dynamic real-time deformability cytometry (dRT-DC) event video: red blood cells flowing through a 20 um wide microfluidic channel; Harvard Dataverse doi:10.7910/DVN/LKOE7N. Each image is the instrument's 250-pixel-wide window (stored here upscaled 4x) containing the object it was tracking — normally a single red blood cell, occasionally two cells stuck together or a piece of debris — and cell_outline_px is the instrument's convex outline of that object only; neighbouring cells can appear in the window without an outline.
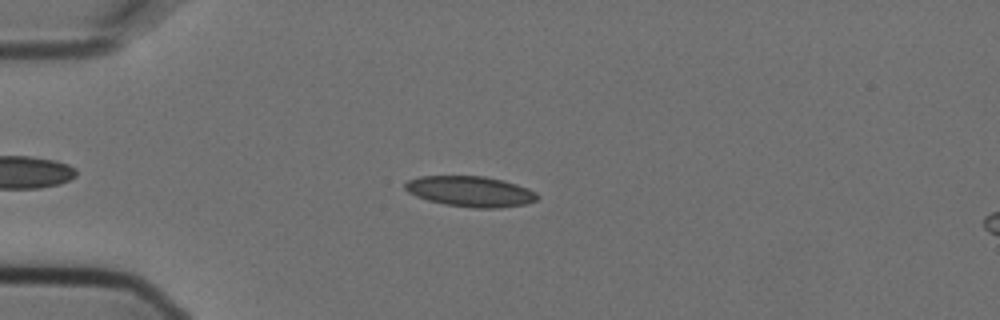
{"species": "Egyptian fruit bat (a non-hibernating species)", "species_latin": "Rousettus aegyptiacus", "temperature_condition": "cold", "stored_images_in_passage": 5, "camera_frame_rate_fps": 3000, "um_per_image_px": 0.085, "animal": {"sex": "female"}, "frame": {"image": 1, "passage_image": 3, "time_ms": 0.667, "image_size_px": [1000, 320], "cell_outline_px": [[540, 196], [536, 200], [524, 204], [500, 208], [472, 208], [444, 204], [428, 200], [416, 196], [408, 192], [404, 188], [404, 184], [408, 180], [420, 176], [484, 176], [504, 180], [528, 188], [536, 192]], "centroid_in_image_um": [39.99, 16.27], "position_along_channel_um": 45.0, "area_um2": 23.64}}
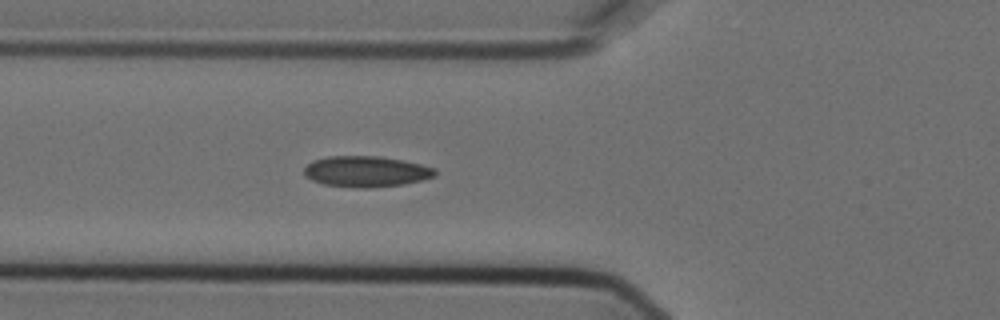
{"frame": {"image": 2, "passage_image": 5, "time_ms": 1.333, "image_size_px": [1000, 320], "cell_outline_px": [[436, 176], [404, 184], [368, 188], [356, 188], [324, 184], [312, 180], [304, 176], [304, 168], [312, 160], [328, 156], [380, 156], [420, 164], [436, 168]], "centroid_in_image_um": [31.1, 14.58], "position_along_channel_um": 94.7, "area_um2": 23.58}}